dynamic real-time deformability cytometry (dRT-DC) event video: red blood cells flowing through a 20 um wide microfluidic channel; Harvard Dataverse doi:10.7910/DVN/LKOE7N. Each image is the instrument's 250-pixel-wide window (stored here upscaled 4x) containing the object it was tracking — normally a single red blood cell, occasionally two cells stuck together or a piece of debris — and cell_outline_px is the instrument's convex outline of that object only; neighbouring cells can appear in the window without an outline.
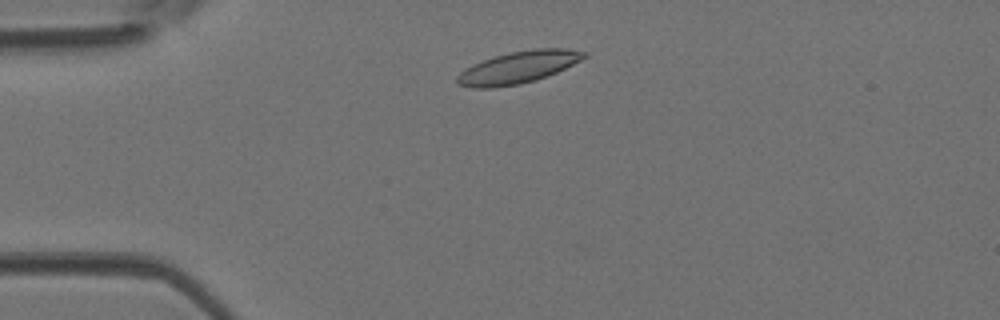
{"species": "Egyptian fruit bat (a non-hibernating species)", "species_latin": "Rousettus aegyptiacus", "temperature_condition": "room temperature", "stored_images_in_passage": 40, "camera_frame_rate_fps": 3000, "um_per_image_px": 0.085, "animal": {"sex": "female"}, "frame": {"image": 1, "passage_image": 5, "time_ms": 1.333, "image_size_px": [1000, 320], "cell_outline_px": [[588, 56], [556, 72], [536, 80], [520, 84], [492, 88], [472, 88], [460, 84], [456, 80], [456, 76], [464, 68], [484, 60], [496, 56], [512, 52], [532, 48], [564, 48], [588, 52]], "centroid_in_image_um": [44.05, 5.72], "position_along_channel_um": 41.0, "area_um2": 23.52}}
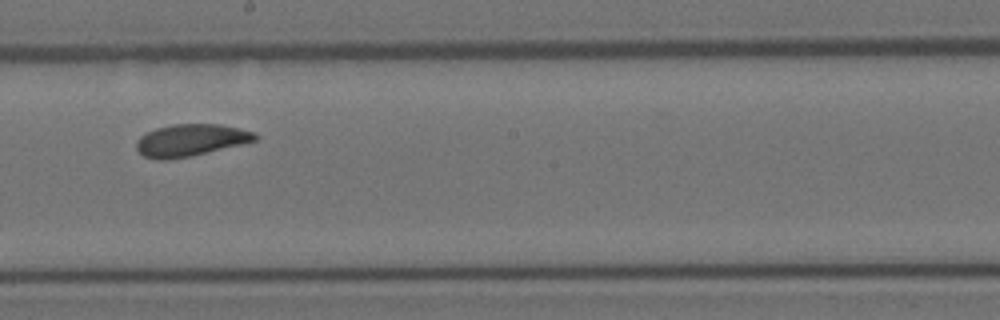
{"frame": {"image": 2, "passage_image": 20, "time_ms": 6.333, "image_size_px": [1000, 320], "cell_outline_px": [[260, 136], [256, 140], [240, 144], [188, 156], [168, 160], [160, 160], [144, 156], [136, 148], [136, 140], [144, 132], [156, 128], [172, 124], [220, 124], [240, 128], [256, 132]], "centroid_in_image_um": [16.18, 11.89], "position_along_channel_um": 232.0, "area_um2": 22.08}}
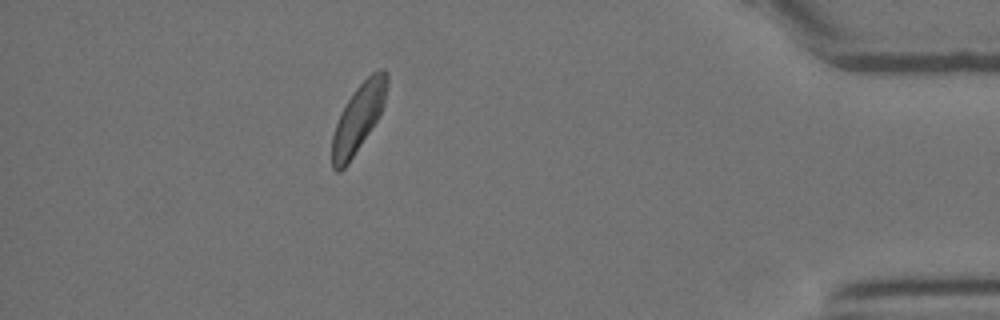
{"frame": {"image": 3, "passage_image": 35, "time_ms": 11.333, "image_size_px": [1000, 320], "cell_outline_px": [[388, 84], [384, 104], [376, 120], [348, 164], [340, 172], [336, 172], [332, 168], [332, 136], [340, 112], [356, 88], [372, 72], [384, 68], [388, 72]], "centroid_in_image_um": [30.45, 10.02], "position_along_channel_um": 404.7, "area_um2": 21.44}}